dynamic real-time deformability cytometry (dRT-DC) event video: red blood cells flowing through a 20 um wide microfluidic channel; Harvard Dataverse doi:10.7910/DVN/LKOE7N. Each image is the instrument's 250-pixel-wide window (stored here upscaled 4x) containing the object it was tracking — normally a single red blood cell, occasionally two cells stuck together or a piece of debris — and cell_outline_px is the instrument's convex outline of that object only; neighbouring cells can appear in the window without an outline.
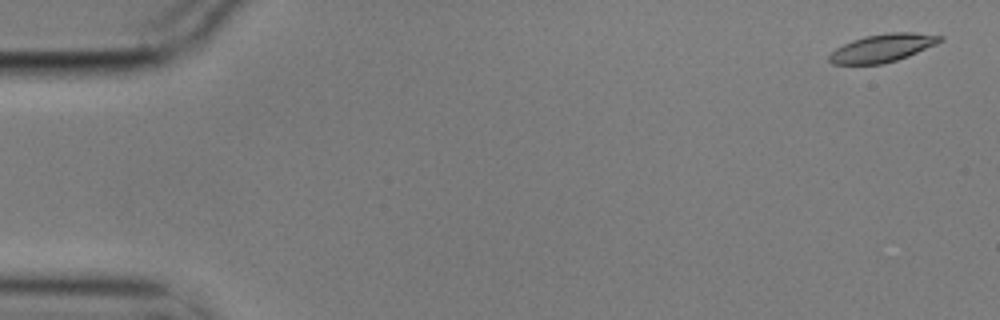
{"species": "common noctule bat (a hibernating species)", "species_latin": "Nyctalus noctula", "temperature_condition": "cold", "stored_images_in_passage": 4, "camera_frame_rate_fps": 3000, "um_per_image_px": 0.085, "animal": {"sex": "male", "body_mass_g": 17.9}, "frame": {"image": 1, "passage_image": 1, "time_ms": 0.0, "image_size_px": [1000, 320], "cell_outline_px": [[944, 40], [936, 44], [908, 56], [884, 64], [832, 64], [828, 60], [828, 56], [836, 48], [852, 40], [864, 36], [892, 32], [912, 32], [944, 36]], "centroid_in_image_um": [75.02, 4.08], "position_along_channel_um": 10.0, "area_um2": 18.03}}
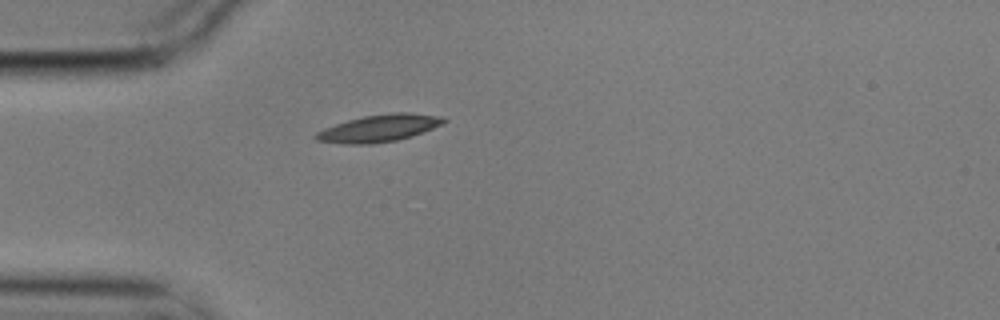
{"frame": {"image": 2, "passage_image": 4, "time_ms": 1.0, "image_size_px": [1000, 320], "cell_outline_px": [[448, 120], [432, 128], [412, 136], [396, 140], [372, 144], [344, 144], [316, 140], [312, 136], [316, 132], [324, 128], [348, 120], [364, 116], [392, 112], [408, 112], [440, 116]], "centroid_in_image_um": [32.18, 10.9], "position_along_channel_um": 52.8, "area_um2": 20.11}}